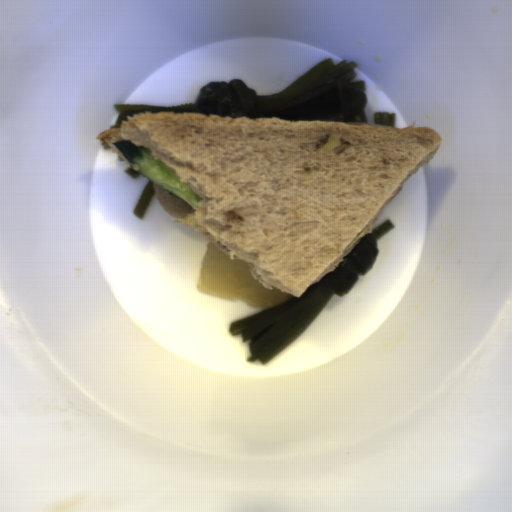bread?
I'll return each mask as SVG.
<instances>
[{"label":"bread","mask_w":512,"mask_h":512,"mask_svg":"<svg viewBox=\"0 0 512 512\" xmlns=\"http://www.w3.org/2000/svg\"><path fill=\"white\" fill-rule=\"evenodd\" d=\"M143 111L94 139L149 147L203 199L187 224L268 290L334 272L443 139L431 127ZM132 168V167H131Z\"/></svg>","instance_id":"bread-1"}]
</instances>
